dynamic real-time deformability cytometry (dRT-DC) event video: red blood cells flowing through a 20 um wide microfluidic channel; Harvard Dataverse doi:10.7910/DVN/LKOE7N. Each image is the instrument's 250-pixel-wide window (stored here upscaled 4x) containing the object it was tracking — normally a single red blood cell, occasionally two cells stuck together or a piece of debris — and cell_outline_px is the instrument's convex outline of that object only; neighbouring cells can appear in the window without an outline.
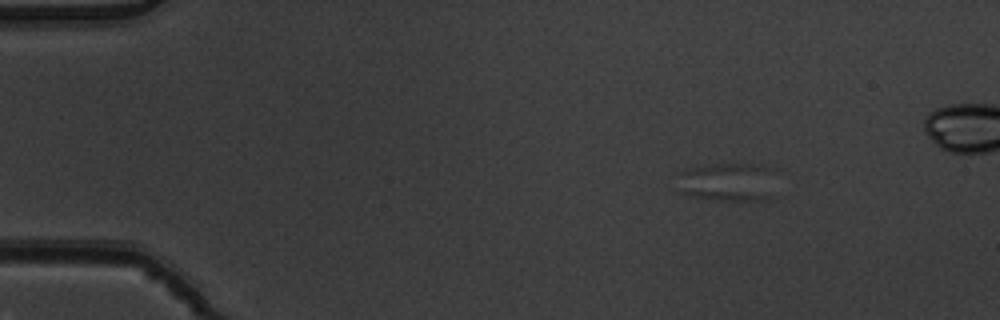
{"species": "common noctule bat (a hibernating species)", "species_latin": "Nyctalus noctula", "temperature_condition": "warm", "stored_images_in_passage": 8, "camera_frame_rate_fps": 3000, "um_per_image_px": 0.085, "animal": {"sex": "male", "body_mass_g": 19.5, "forearm_length_mm": 54.6}, "frame": {"image": 1, "passage_image": 1, "time_ms": 0.0, "image_size_px": [1000, 320], "cell_outline_px": [[768, 168], [764, 200], [716, 200], [692, 196], [684, 192], [676, 172], [692, 168], [716, 164], [752, 164]], "centroid_in_image_um": [61.65, 15.46], "position_along_channel_um": 23.3, "area_um2": 20.46}}
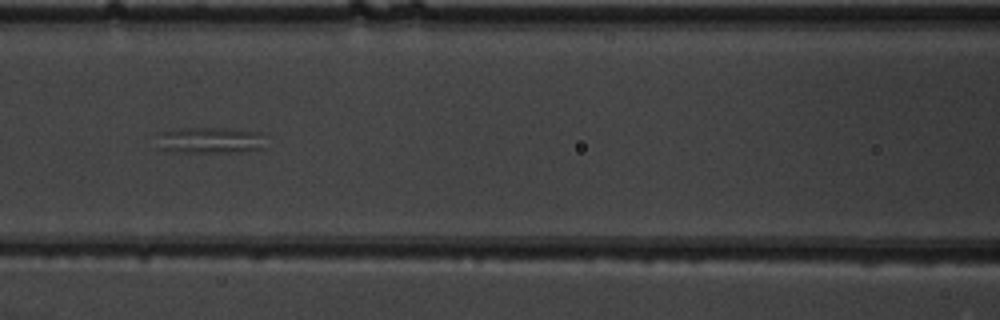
{"frame": {"image": 2, "passage_image": 6, "time_ms": 1.667, "image_size_px": [1000, 320], "cell_outline_px": [[264, 148], [240, 152], [184, 152], [160, 148], [156, 132], [184, 128], [224, 128], [260, 132]], "centroid_in_image_um": [17.83, 11.91], "position_along_channel_um": 148.8, "area_um2": 16.42}}
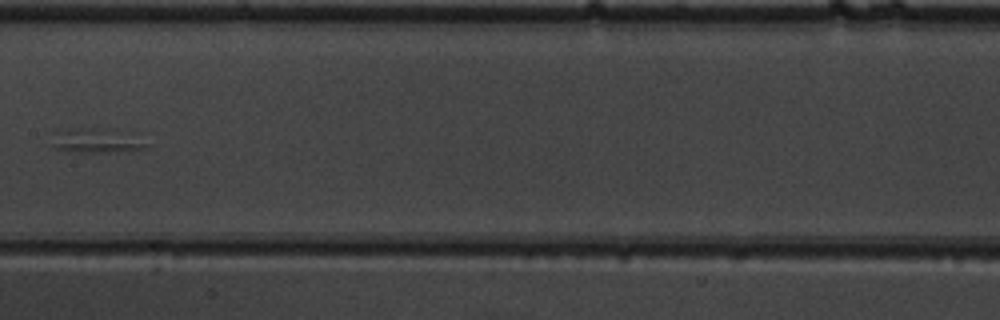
{"frame": {"image": 3, "passage_image": 7, "time_ms": 2.0, "image_size_px": [1000, 320], "cell_outline_px": [[152, 148], [108, 152], [64, 152], [56, 148], [52, 144], [52, 132], [68, 128], [92, 128], [148, 144]], "centroid_in_image_um": [7.9, 12.01], "position_along_channel_um": 199.5, "area_um2": 12.43}}